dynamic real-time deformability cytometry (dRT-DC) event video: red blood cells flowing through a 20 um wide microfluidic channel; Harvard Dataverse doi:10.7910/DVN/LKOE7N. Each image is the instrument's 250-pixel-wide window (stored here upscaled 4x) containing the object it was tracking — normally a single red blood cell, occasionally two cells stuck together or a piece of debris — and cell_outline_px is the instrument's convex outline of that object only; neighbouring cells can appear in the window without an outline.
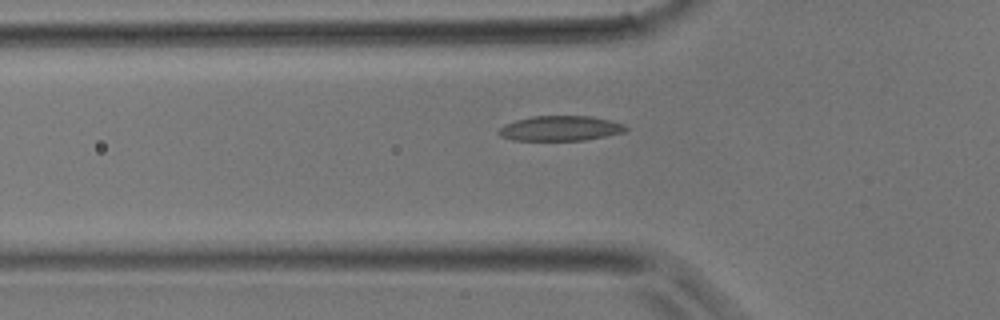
{"species": "common noctule bat (a hibernating species)", "species_latin": "Nyctalus noctula", "temperature_condition": "room temperature", "stored_images_in_passage": 34, "camera_frame_rate_fps": 3000, "um_per_image_px": 0.085, "animal": {"sex": "male", "body_mass_g": 17.9}, "frame": {"image": 1, "passage_image": 11, "time_ms": 3.333, "image_size_px": [1000, 320], "cell_outline_px": [[628, 128], [624, 132], [584, 140], [512, 140], [500, 136], [496, 132], [504, 124], [516, 120], [532, 116], [592, 116], [612, 120], [624, 124]], "centroid_in_image_um": [47.61, 10.9], "position_along_channel_um": 78.2, "area_um2": 18.55}}
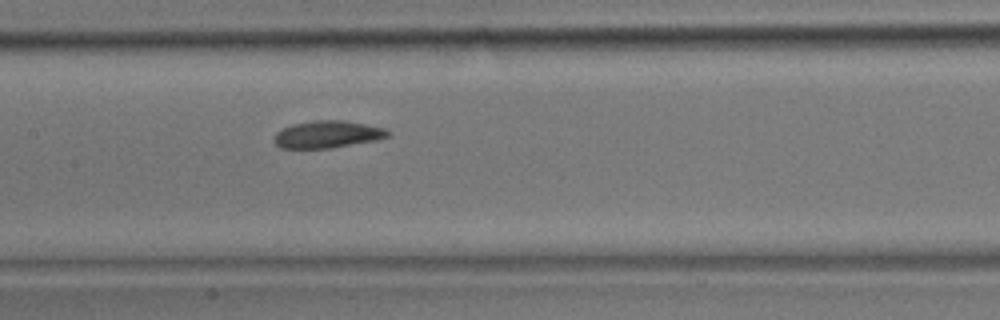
{"frame": {"image": 2, "passage_image": 17, "time_ms": 5.333, "image_size_px": [1000, 320], "cell_outline_px": [[392, 132], [388, 136], [376, 140], [332, 148], [280, 148], [272, 140], [276, 132], [292, 124], [312, 120], [340, 120], [364, 124], [384, 128]], "centroid_in_image_um": [27.81, 11.42], "position_along_channel_um": 179.6, "area_um2": 18.03}}
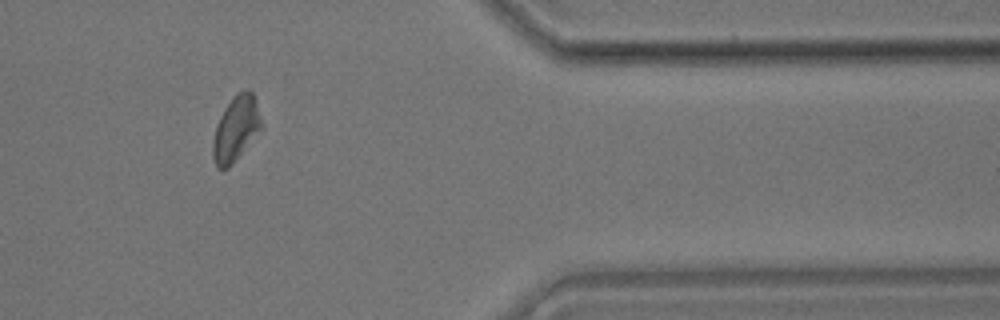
{"frame": {"image": 3, "passage_image": 31, "time_ms": 10.0, "image_size_px": [1000, 320], "cell_outline_px": [[264, 128], [232, 164], [228, 168], [216, 168], [212, 156], [212, 140], [216, 124], [224, 108], [232, 96], [236, 92], [252, 92], [264, 124]], "centroid_in_image_um": [20.05, 10.97], "position_along_channel_um": 391.3, "area_um2": 18.67}}